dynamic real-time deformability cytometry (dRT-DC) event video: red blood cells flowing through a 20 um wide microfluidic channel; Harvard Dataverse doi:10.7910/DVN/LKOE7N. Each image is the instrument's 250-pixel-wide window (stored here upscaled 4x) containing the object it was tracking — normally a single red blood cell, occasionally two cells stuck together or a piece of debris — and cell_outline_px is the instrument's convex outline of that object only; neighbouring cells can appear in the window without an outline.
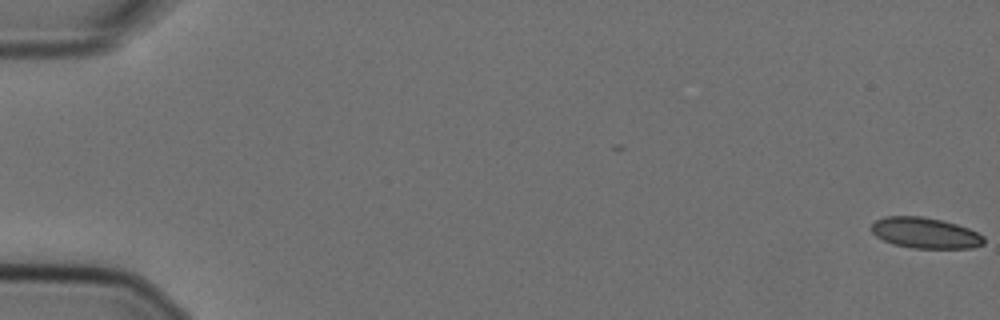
{"species": "Egyptian fruit bat (a non-hibernating species)", "species_latin": "Rousettus aegyptiacus", "temperature_condition": "cold", "stored_images_in_passage": 58, "camera_frame_rate_fps": 3000, "um_per_image_px": 0.085, "animal": {"sex": "female"}, "frame": {"image": 1, "passage_image": 1, "time_ms": 0.0, "image_size_px": [1000, 320], "cell_outline_px": [[984, 244], [972, 248], [912, 248], [892, 244], [876, 236], [872, 232], [872, 224], [876, 220], [884, 216], [920, 216], [940, 220], [956, 224], [968, 228], [984, 236]], "centroid_in_image_um": [78.64, 19.8], "position_along_channel_um": 6.4, "area_um2": 20.11}}
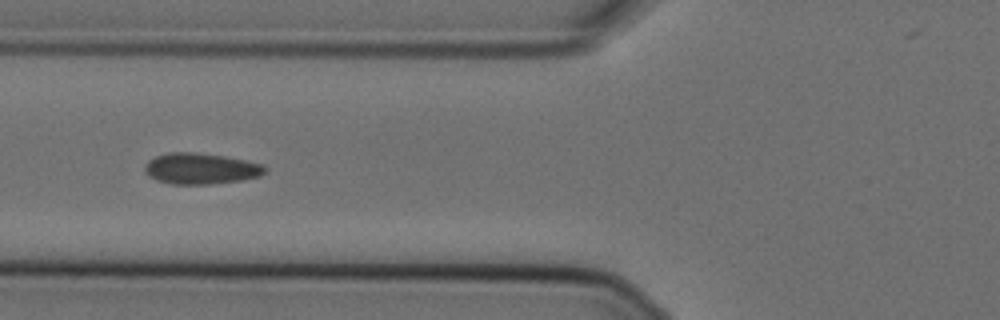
{"frame": {"image": 2, "passage_image": 23, "time_ms": 7.333, "image_size_px": [1000, 320], "cell_outline_px": [[268, 168], [260, 176], [240, 180], [208, 184], [172, 184], [156, 180], [148, 176], [144, 172], [144, 168], [148, 160], [156, 156], [168, 152], [192, 152], [224, 156], [264, 164]], "centroid_in_image_um": [17.04, 14.33], "position_along_channel_um": 108.8, "area_um2": 21.73}}
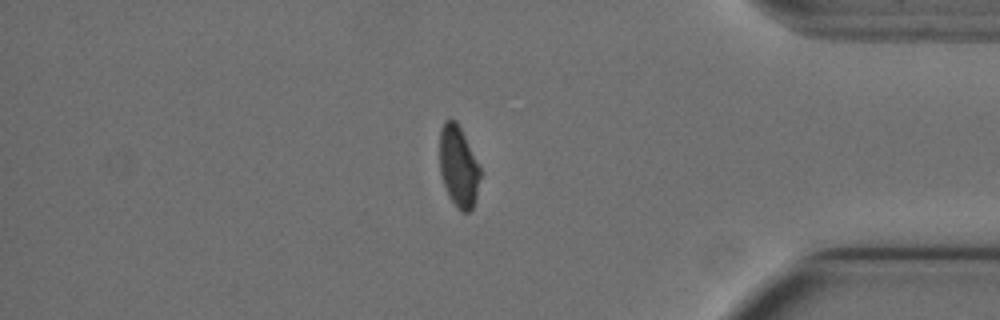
{"frame": {"image": 3, "passage_image": 49, "time_ms": 16.0, "image_size_px": [1000, 320], "cell_outline_px": [[480, 176], [476, 196], [472, 208], [468, 212], [460, 212], [456, 208], [448, 196], [440, 172], [440, 128], [444, 120], [456, 120], [480, 168]], "centroid_in_image_um": [38.95, 14.18], "position_along_channel_um": 396.3, "area_um2": 18.96}, "authors_computed_cell_mechanics": {"area_um2": 20.8947, "velocity_mm_per_s": 3.6204, "shape_relaxation_time_tau1_ms": null, "shape_relaxation_time_tau2_ms": 0.9088, "deformation_change_tau1": null, "deformation_change_tau2": 0.0467}}